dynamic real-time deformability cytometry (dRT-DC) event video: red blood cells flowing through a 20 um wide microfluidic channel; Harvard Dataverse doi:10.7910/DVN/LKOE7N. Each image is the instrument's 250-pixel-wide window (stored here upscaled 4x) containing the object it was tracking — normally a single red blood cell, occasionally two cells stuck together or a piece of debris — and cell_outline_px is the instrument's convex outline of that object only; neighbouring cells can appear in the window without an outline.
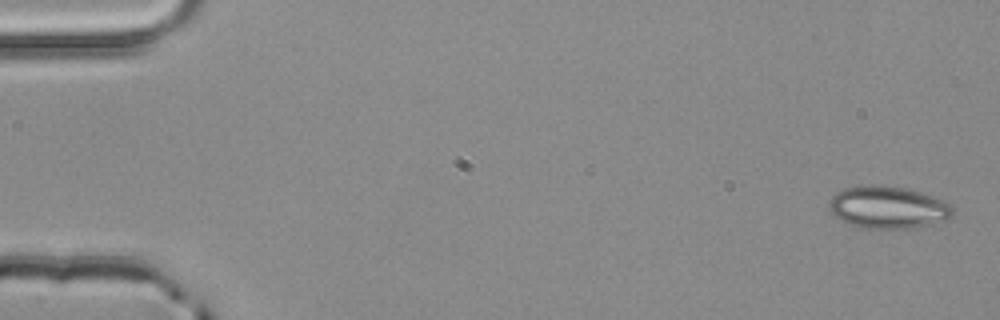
{"species": "common noctule bat (a hibernating species)", "species_latin": "Nyctalus noctula", "temperature_condition": "room temperature", "stored_images_in_passage": 4, "camera_frame_rate_fps": 3000, "um_per_image_px": 0.085, "animal": {"sex": "male", "body_mass_g": 20.4}, "frame": {"image": 1, "passage_image": 1, "time_ms": 0.0, "image_size_px": [1000, 320], "cell_outline_px": [[952, 216], [948, 220], [912, 228], [860, 228], [848, 224], [840, 220], [828, 208], [828, 204], [832, 196], [836, 192], [844, 188], [904, 188], [920, 192], [944, 200], [952, 208]], "centroid_in_image_um": [75.48, 17.68], "position_along_channel_um": 9.5, "area_um2": 29.59}}